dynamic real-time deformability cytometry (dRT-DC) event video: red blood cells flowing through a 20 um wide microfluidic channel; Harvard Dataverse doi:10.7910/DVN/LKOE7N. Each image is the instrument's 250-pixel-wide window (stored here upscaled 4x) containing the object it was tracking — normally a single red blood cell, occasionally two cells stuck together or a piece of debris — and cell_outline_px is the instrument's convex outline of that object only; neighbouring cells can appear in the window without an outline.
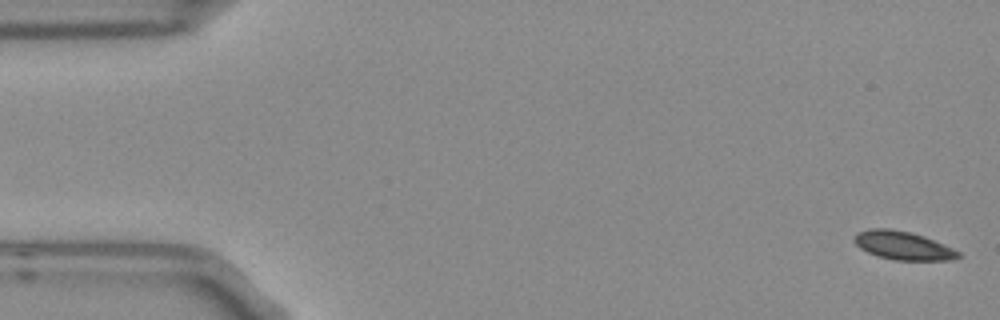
{"species": "Egyptian fruit bat (a non-hibernating species)", "species_latin": "Rousettus aegyptiacus", "temperature_condition": "room temperature", "stored_images_in_passage": 4, "camera_frame_rate_fps": 3000, "um_per_image_px": 0.085, "frame": {"image": 1, "passage_image": 4, "time_ms": 1.0, "image_size_px": [1000, 320], "cell_outline_px": [[960, 256], [952, 260], [896, 260], [880, 256], [868, 252], [860, 248], [852, 240], [856, 232], [868, 228], [888, 228], [908, 232], [924, 236], [944, 244], [960, 252]], "centroid_in_image_um": [76.73, 20.86], "position_along_channel_um": 8.3, "area_um2": 17.17}}